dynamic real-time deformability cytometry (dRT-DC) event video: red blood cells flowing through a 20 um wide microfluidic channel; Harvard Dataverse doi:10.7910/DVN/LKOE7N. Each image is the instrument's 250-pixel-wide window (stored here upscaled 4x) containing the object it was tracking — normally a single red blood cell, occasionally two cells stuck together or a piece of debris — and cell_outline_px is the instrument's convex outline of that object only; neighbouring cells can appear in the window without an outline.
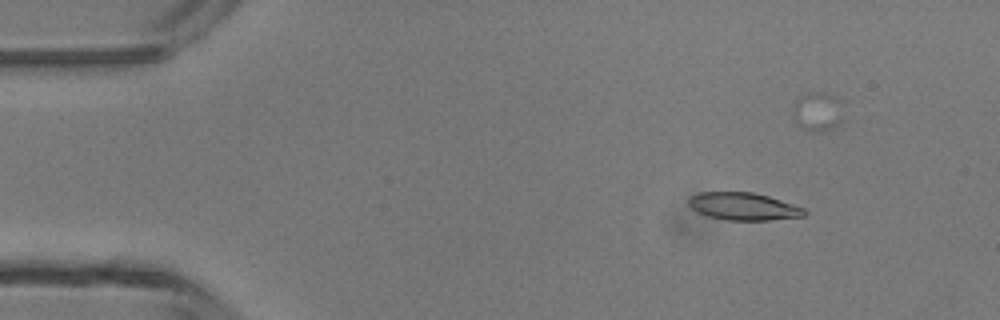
{"species": "common noctule bat (a hibernating species)", "species_latin": "Nyctalus noctula", "temperature_condition": "room temperature", "stored_images_in_passage": 5, "camera_frame_rate_fps": 3000, "um_per_image_px": 0.085, "animal": {"sex": "male", "body_mass_g": 13.3}, "frame": {"image": 1, "passage_image": 2, "time_ms": 1.0, "image_size_px": [1000, 320], "cell_outline_px": [[808, 212], [804, 216], [768, 220], [728, 220], [708, 216], [696, 212], [688, 204], [688, 200], [692, 196], [700, 192], [752, 192], [768, 196], [804, 208]], "centroid_in_image_um": [63.19, 17.54], "position_along_channel_um": 21.8, "area_um2": 18.44}}